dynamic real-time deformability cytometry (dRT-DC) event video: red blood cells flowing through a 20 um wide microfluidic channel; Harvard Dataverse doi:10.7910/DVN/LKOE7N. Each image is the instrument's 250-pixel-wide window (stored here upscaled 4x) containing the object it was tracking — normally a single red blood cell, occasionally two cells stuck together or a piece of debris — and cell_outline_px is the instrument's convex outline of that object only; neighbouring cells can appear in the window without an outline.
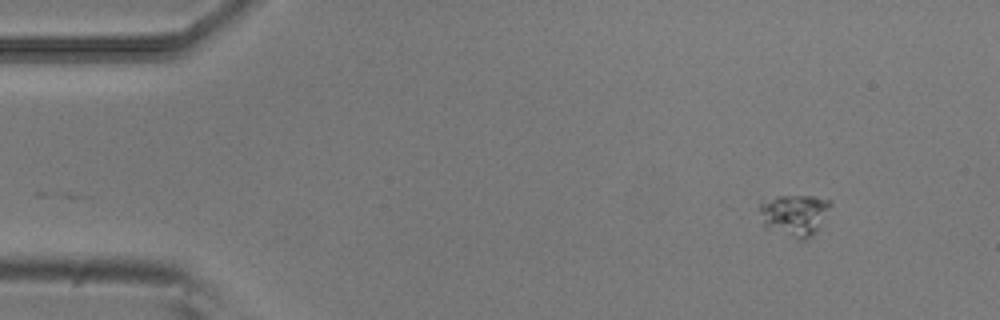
{"species": "common noctule bat (a hibernating species)", "species_latin": "Nyctalus noctula", "temperature_condition": "room temperature", "stored_images_in_passage": 9, "camera_frame_rate_fps": 3000, "um_per_image_px": 0.085, "animal": {"sex": "male", "body_mass_g": 20.5, "forearm_length_mm": 52.5}, "frame": {"image": 1, "passage_image": 1, "time_ms": 0.0, "image_size_px": [1000, 320], "cell_outline_px": [[832, 204], [816, 232], [812, 236], [804, 240], [796, 240], [764, 228], [760, 212], [760, 200], [776, 196], [816, 196], [832, 200]], "centroid_in_image_um": [67.51, 18.28], "position_along_channel_um": 17.5, "area_um2": 17.63}}